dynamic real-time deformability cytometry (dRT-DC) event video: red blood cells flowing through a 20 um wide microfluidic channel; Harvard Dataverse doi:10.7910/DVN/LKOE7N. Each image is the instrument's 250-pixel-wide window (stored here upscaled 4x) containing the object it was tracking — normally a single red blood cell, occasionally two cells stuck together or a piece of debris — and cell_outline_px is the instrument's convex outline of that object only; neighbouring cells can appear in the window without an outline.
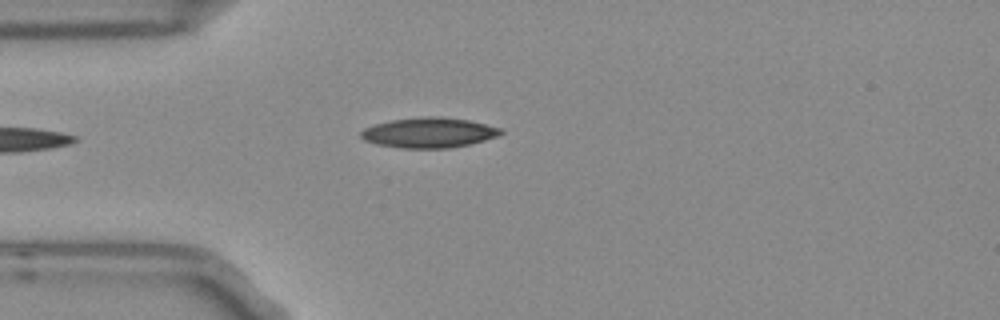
{"species": "Egyptian fruit bat (a non-hibernating species)", "species_latin": "Rousettus aegyptiacus", "temperature_condition": "room temperature", "stored_images_in_passage": 4, "camera_frame_rate_fps": 3000, "um_per_image_px": 0.085, "frame": {"image": 1, "passage_image": 3, "time_ms": 0.667, "image_size_px": [1000, 320], "cell_outline_px": [[504, 132], [496, 136], [484, 140], [468, 144], [448, 148], [400, 148], [376, 144], [364, 140], [360, 136], [360, 132], [364, 128], [376, 124], [392, 120], [424, 116], [440, 116], [468, 120], [500, 128]], "centroid_in_image_um": [36.42, 11.27], "position_along_channel_um": 48.6, "area_um2": 24.39}}